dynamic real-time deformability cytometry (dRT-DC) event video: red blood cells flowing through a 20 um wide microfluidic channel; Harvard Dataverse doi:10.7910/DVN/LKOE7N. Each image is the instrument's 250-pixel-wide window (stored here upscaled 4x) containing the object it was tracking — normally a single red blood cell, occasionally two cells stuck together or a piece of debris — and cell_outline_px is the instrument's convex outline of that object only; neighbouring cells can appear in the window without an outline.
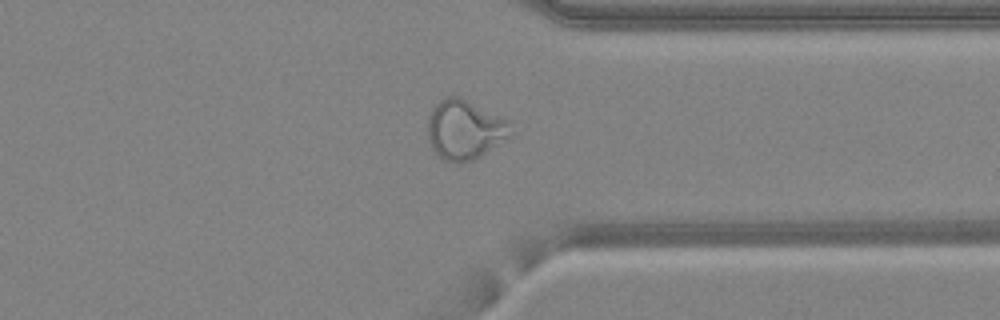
{"species": "common noctule bat (a hibernating species)", "species_latin": "Nyctalus noctula", "temperature_condition": "warm", "stored_images_in_passage": 41, "camera_frame_rate_fps": 3000, "um_per_image_px": 0.085, "animal": {"sex": "female", "body_mass_g": 24.6, "forearm_length_mm": 56.2}, "frame": {"image": 1, "passage_image": 30, "time_ms": 9.667, "image_size_px": [1000, 320], "cell_outline_px": [[512, 136], [508, 140], [480, 156], [472, 160], [460, 164], [444, 160], [436, 156], [428, 140], [428, 116], [432, 108], [440, 100], [448, 96], [460, 96], [508, 120]], "centroid_in_image_um": [39.49, 11.04], "position_along_channel_um": 371.9, "area_um2": 29.13}}
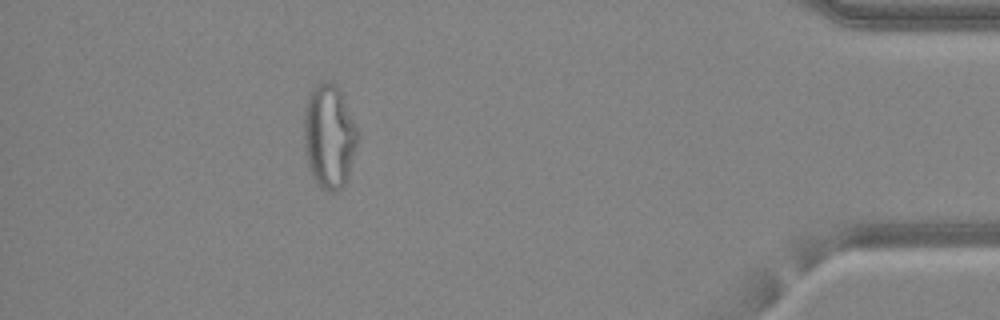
{"frame": {"image": 2, "passage_image": 36, "time_ms": 11.667, "image_size_px": [1000, 320], "cell_outline_px": [[360, 136], [348, 176], [344, 184], [336, 192], [328, 192], [320, 188], [312, 176], [308, 164], [304, 148], [304, 108], [308, 92], [316, 84], [328, 80], [336, 84], [340, 88]], "centroid_in_image_um": [27.97, 11.56], "position_along_channel_um": 407.2, "area_um2": 33.12}, "authors_computed_cell_mechanics": {"area_um2": 29.478, "velocity_mm_per_s": 4.3, "shape_relaxation_time_tau1_ms": null, "shape_relaxation_time_tau2_ms": 0.9999, "deformation_change_tau1": null, "deformation_change_tau2": 0.074}}